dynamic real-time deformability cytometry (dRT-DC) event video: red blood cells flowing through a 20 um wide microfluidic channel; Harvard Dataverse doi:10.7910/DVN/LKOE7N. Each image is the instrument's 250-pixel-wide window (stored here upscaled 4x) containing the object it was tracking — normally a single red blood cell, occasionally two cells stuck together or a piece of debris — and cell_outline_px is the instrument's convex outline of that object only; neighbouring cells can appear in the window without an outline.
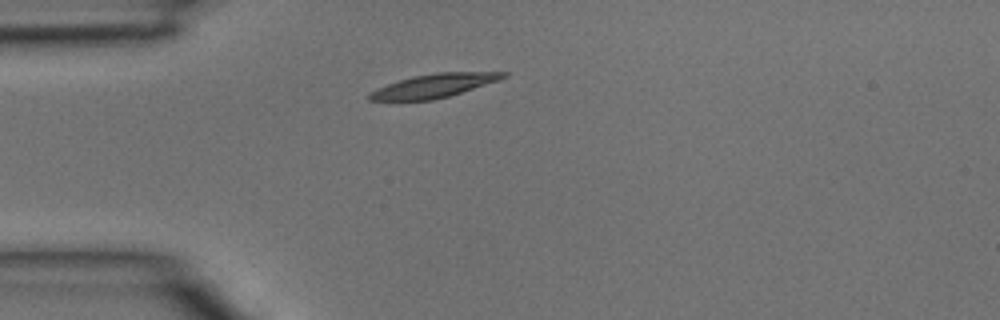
{"species": "common noctule bat (a hibernating species)", "species_latin": "Nyctalus noctula", "temperature_condition": "room temperature", "stored_images_in_passage": 29, "camera_frame_rate_fps": 3000, "um_per_image_px": 0.085, "animal": {"sex": "male", "body_mass_g": 15.6}, "frame": {"image": 1, "passage_image": 1, "time_ms": 0.0, "image_size_px": [1000, 320], "cell_outline_px": [[508, 76], [500, 80], [448, 96], [432, 100], [368, 100], [368, 92], [388, 84], [412, 76], [436, 72], [508, 72]], "centroid_in_image_um": [36.9, 7.28], "position_along_channel_um": 48.1, "area_um2": 18.26}}